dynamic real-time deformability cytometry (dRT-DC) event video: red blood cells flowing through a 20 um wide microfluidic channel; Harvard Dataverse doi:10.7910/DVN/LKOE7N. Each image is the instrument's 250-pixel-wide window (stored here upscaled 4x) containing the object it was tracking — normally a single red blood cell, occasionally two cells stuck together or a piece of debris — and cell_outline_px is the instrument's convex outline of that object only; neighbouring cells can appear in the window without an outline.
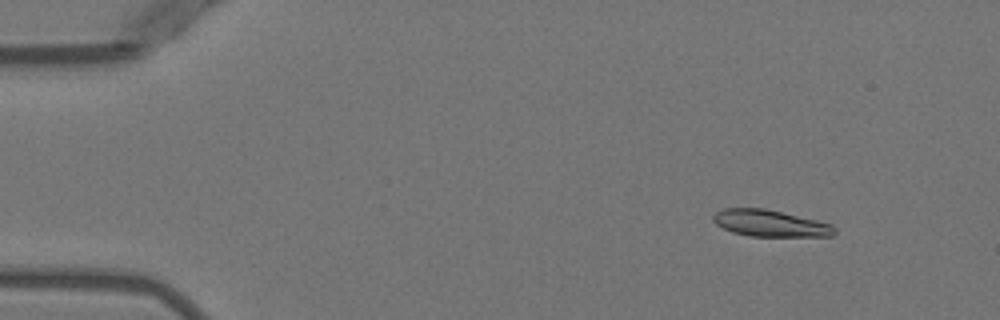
{"species": "Egyptian fruit bat (a non-hibernating species)", "species_latin": "Rousettus aegyptiacus", "temperature_condition": "warm", "stored_images_in_passage": 51, "camera_frame_rate_fps": 3000, "um_per_image_px": 0.085, "animal": {"sex": "female"}, "frame": {"image": 1, "passage_image": 6, "time_ms": 1.667, "image_size_px": [1000, 320], "cell_outline_px": [[836, 232], [832, 236], [748, 236], [732, 232], [716, 224], [712, 220], [712, 216], [716, 212], [724, 208], [764, 208], [816, 220], [832, 224], [836, 228]], "centroid_in_image_um": [65.45, 18.98], "position_along_channel_um": 19.5, "area_um2": 18.79}}
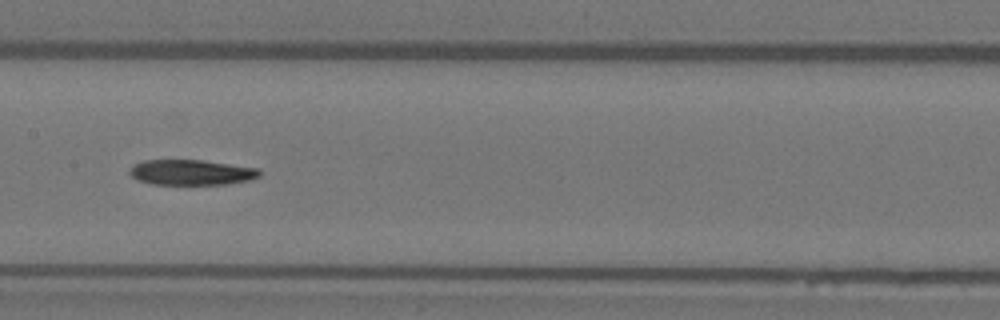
{"frame": {"image": 2, "passage_image": 26, "time_ms": 8.333, "image_size_px": [1000, 320], "cell_outline_px": [[260, 176], [248, 180], [228, 184], [152, 184], [140, 180], [132, 176], [128, 172], [132, 164], [144, 160], [200, 160], [260, 168]], "centroid_in_image_um": [16.26, 14.64], "position_along_channel_um": 191.1, "area_um2": 19.13}}
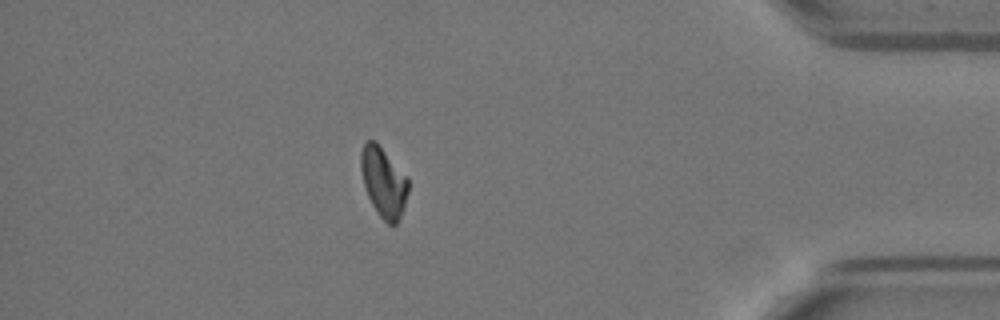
{"frame": {"image": 3, "passage_image": 45, "time_ms": 14.667, "image_size_px": [1000, 320], "cell_outline_px": [[408, 192], [404, 208], [396, 224], [388, 224], [380, 216], [372, 204], [364, 188], [360, 168], [360, 152], [364, 144], [368, 140], [376, 140], [408, 176]], "centroid_in_image_um": [32.6, 15.43], "position_along_channel_um": 402.6, "area_um2": 19.54}, "authors_computed_cell_mechanics": {"area_um2": 19.8832, "velocity_mm_per_s": 3.9776, "shape_relaxation_time_tau1_ms": 5.39, "shape_relaxation_time_tau2_ms": null, "deformation_change_tau1": 0.1813, "deformation_change_tau2": null}}